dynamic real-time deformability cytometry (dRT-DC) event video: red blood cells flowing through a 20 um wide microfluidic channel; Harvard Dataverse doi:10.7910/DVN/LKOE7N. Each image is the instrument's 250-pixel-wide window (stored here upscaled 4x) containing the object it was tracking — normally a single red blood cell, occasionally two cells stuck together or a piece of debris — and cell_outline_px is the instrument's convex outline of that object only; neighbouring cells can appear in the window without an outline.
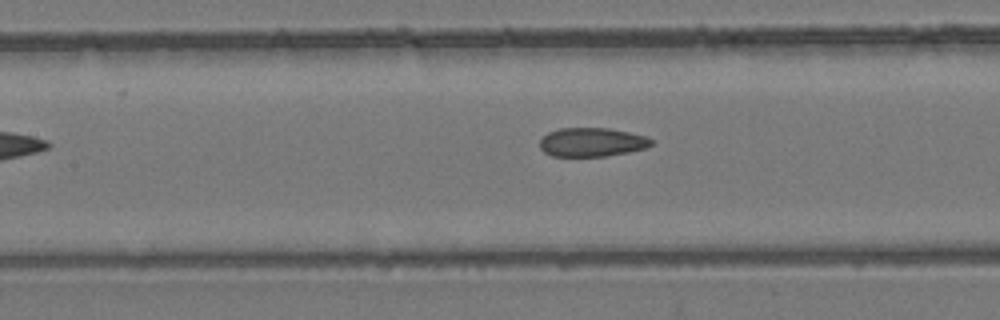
{"species": "common noctule bat (a hibernating species)", "species_latin": "Nyctalus noctula", "temperature_condition": "room temperature", "stored_images_in_passage": 4, "camera_frame_rate_fps": 3000, "um_per_image_px": 0.085, "animal": {"sex": "female", "body_mass_g": 24.6, "forearm_length_mm": 56.2}, "frame": {"image": 1, "passage_image": 4, "time_ms": 3.667, "image_size_px": [1000, 320], "cell_outline_px": [[652, 144], [644, 148], [628, 152], [608, 156], [552, 156], [544, 152], [540, 148], [540, 140], [548, 132], [560, 128], [608, 128], [648, 136], [652, 140]], "centroid_in_image_um": [50.3, 12.08], "position_along_channel_um": 157.1, "area_um2": 18.73}}